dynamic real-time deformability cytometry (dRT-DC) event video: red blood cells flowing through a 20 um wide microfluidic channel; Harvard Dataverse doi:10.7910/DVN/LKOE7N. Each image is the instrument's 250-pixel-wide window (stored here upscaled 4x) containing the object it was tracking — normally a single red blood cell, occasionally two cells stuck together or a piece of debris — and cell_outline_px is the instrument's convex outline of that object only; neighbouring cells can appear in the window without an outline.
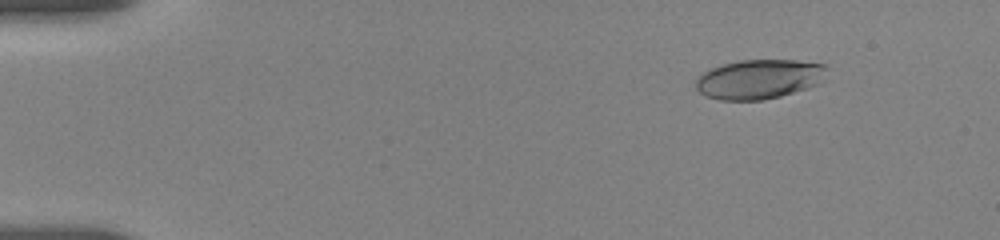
{"species": "human", "species_latin": "Homo sapiens", "temperature_condition": "room temperature", "stored_images_in_passage": 41, "camera_frame_rate_fps": 3000, "um_per_image_px": 0.085, "donor": {"sex": "female"}, "frame": {"image": 1, "passage_image": 14, "time_ms": 2.0, "image_size_px": [1000, 240], "cell_outline_px": [[828, 68], [824, 80], [820, 84], [808, 88], [780, 96], [764, 100], [720, 100], [704, 96], [696, 88], [696, 80], [704, 72], [712, 68], [724, 64], [740, 60], [796, 60], [824, 64]], "centroid_in_image_um": [64.57, 6.73], "position_along_channel_um": 20.4, "area_um2": 30.29}}
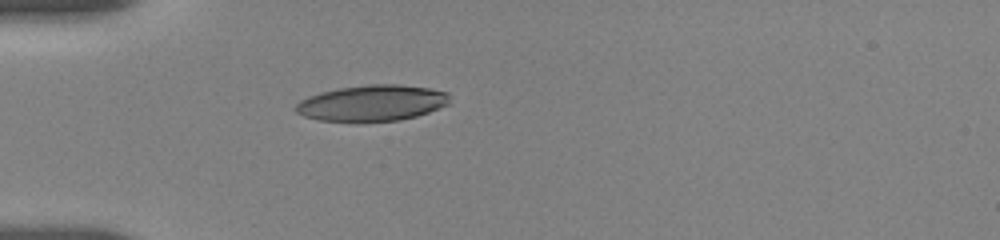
{"frame": {"image": 2, "passage_image": 37, "time_ms": 5.333, "image_size_px": [1000, 240], "cell_outline_px": [[448, 104], [428, 112], [416, 116], [400, 120], [316, 120], [304, 116], [296, 112], [292, 108], [300, 100], [308, 96], [320, 92], [340, 88], [368, 84], [396, 84], [428, 88], [448, 92]], "centroid_in_image_um": [31.59, 8.74], "position_along_channel_um": 53.4, "area_um2": 31.85}}